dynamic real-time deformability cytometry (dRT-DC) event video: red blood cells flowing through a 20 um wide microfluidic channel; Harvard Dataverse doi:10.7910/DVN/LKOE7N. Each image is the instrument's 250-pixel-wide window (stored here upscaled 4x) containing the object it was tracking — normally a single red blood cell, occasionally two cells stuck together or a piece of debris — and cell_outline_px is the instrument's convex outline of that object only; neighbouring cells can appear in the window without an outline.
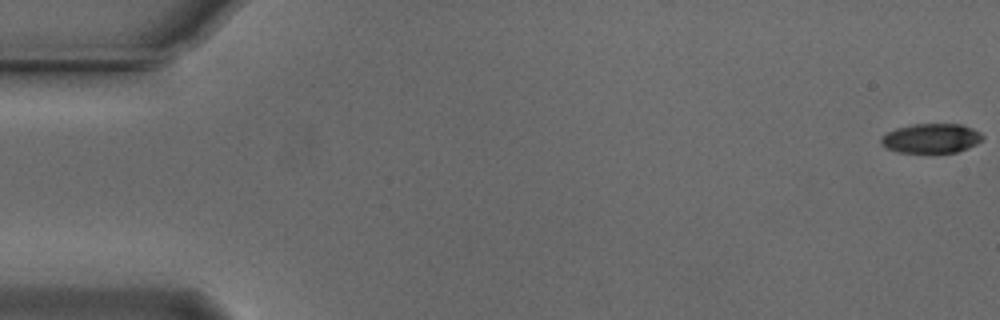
{"species": "Egyptian fruit bat (a non-hibernating species)", "species_latin": "Rousettus aegyptiacus", "temperature_condition": "cold", "stored_images_in_passage": 54, "camera_frame_rate_fps": 3000, "um_per_image_px": 0.085, "animal": {"sex": "male"}, "frame": {"image": 1, "passage_image": 1, "time_ms": 0.0, "image_size_px": [1000, 320], "cell_outline_px": [[984, 136], [976, 144], [968, 148], [956, 152], [896, 152], [888, 148], [880, 140], [888, 132], [896, 128], [912, 124], [960, 124], [972, 128], [980, 132]], "centroid_in_image_um": [79.18, 11.75], "position_along_channel_um": 5.8, "area_um2": 17.17}}
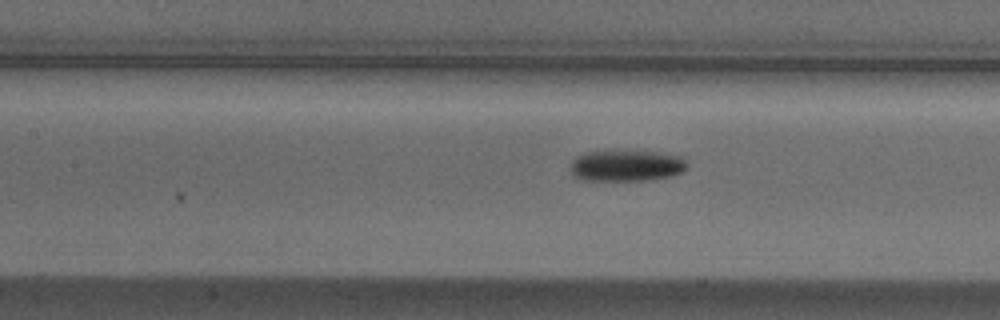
{"frame": {"image": 2, "passage_image": 25, "time_ms": 8.0, "image_size_px": [1000, 320], "cell_outline_px": [[688, 168], [672, 176], [648, 180], [580, 180], [572, 176], [568, 168], [572, 160], [576, 156], [588, 152], [660, 152], [684, 156], [688, 164]], "centroid_in_image_um": [53.24, 14.1], "position_along_channel_um": 154.2, "area_um2": 21.39}}
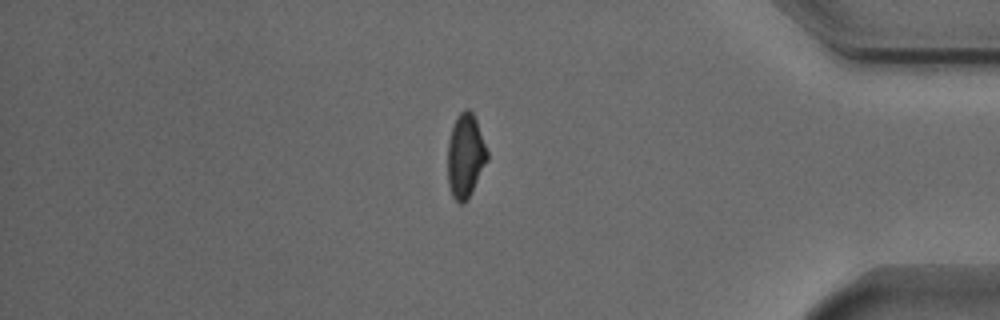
{"frame": {"image": 3, "passage_image": 47, "time_ms": 15.333, "image_size_px": [1000, 320], "cell_outline_px": [[488, 160], [468, 200], [464, 204], [460, 204], [452, 196], [448, 184], [448, 140], [456, 116], [464, 108], [468, 108], [472, 112], [476, 120], [488, 152]], "centroid_in_image_um": [39.56, 13.26], "position_along_channel_um": 395.6, "area_um2": 19.48}}